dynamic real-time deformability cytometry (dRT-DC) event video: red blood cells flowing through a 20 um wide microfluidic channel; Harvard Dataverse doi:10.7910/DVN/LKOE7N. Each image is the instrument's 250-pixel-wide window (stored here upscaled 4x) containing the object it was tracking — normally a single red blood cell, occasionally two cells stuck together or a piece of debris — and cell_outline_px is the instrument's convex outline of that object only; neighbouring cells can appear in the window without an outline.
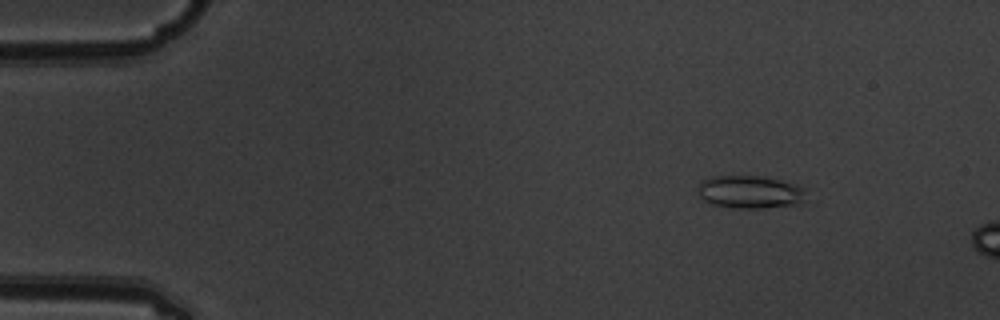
{"species": "common noctule bat (a hibernating species)", "species_latin": "Nyctalus noctula", "temperature_condition": "warm", "stored_images_in_passage": 4, "camera_frame_rate_fps": 3000, "um_per_image_px": 0.085, "animal": {"sex": "male", "body_mass_g": 19.5, "forearm_length_mm": 54.6}, "frame": {"image": 1, "passage_image": 2, "time_ms": 0.333, "image_size_px": [1000, 320], "cell_outline_px": [[804, 192], [800, 200], [796, 204], [760, 208], [732, 208], [712, 204], [704, 200], [700, 196], [700, 180], [712, 176], [764, 176], [780, 180], [804, 188]], "centroid_in_image_um": [63.68, 16.31], "position_along_channel_um": 21.3, "area_um2": 20.29}}